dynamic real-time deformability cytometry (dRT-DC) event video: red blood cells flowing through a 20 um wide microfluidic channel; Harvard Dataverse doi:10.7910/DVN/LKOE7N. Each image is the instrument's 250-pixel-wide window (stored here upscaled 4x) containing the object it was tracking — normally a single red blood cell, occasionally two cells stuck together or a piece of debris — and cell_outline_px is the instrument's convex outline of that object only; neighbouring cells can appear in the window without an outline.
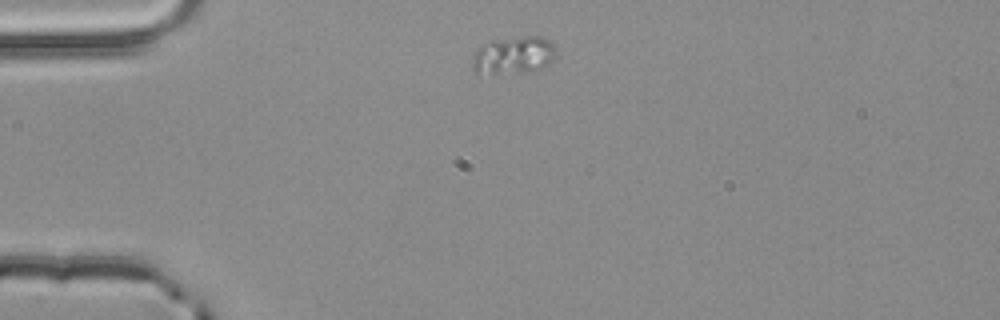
{"species": "common noctule bat (a hibernating species)", "species_latin": "Nyctalus noctula", "temperature_condition": "room temperature", "stored_images_in_passage": 2, "camera_frame_rate_fps": 3000, "um_per_image_px": 0.085, "animal": {"sex": "male", "body_mass_g": 20.4}, "frame": {"image": 1, "passage_image": 1, "time_ms": 0.0, "image_size_px": [1000, 320], "cell_outline_px": [[556, 52], [552, 60], [548, 64], [540, 68], [524, 72], [476, 76], [472, 68], [472, 60], [476, 48], [492, 40], [524, 36], [540, 36], [548, 40], [552, 44]], "centroid_in_image_um": [43.56, 4.72], "position_along_channel_um": 41.4, "area_um2": 18.67}}